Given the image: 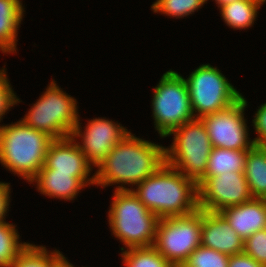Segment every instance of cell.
Here are the masks:
<instances>
[{
	"label": "cell",
	"mask_w": 266,
	"mask_h": 267,
	"mask_svg": "<svg viewBox=\"0 0 266 267\" xmlns=\"http://www.w3.org/2000/svg\"><path fill=\"white\" fill-rule=\"evenodd\" d=\"M202 210L185 216L161 218L153 247L174 267H181L201 245Z\"/></svg>",
	"instance_id": "cell-9"
},
{
	"label": "cell",
	"mask_w": 266,
	"mask_h": 267,
	"mask_svg": "<svg viewBox=\"0 0 266 267\" xmlns=\"http://www.w3.org/2000/svg\"><path fill=\"white\" fill-rule=\"evenodd\" d=\"M136 186L131 191L160 219L190 215L199 209L197 183L166 163Z\"/></svg>",
	"instance_id": "cell-2"
},
{
	"label": "cell",
	"mask_w": 266,
	"mask_h": 267,
	"mask_svg": "<svg viewBox=\"0 0 266 267\" xmlns=\"http://www.w3.org/2000/svg\"><path fill=\"white\" fill-rule=\"evenodd\" d=\"M185 81L195 118L225 110L242 98L221 70L210 64L200 65Z\"/></svg>",
	"instance_id": "cell-8"
},
{
	"label": "cell",
	"mask_w": 266,
	"mask_h": 267,
	"mask_svg": "<svg viewBox=\"0 0 266 267\" xmlns=\"http://www.w3.org/2000/svg\"><path fill=\"white\" fill-rule=\"evenodd\" d=\"M197 185L200 210L220 212L253 198L244 172L229 171L214 177H203Z\"/></svg>",
	"instance_id": "cell-11"
},
{
	"label": "cell",
	"mask_w": 266,
	"mask_h": 267,
	"mask_svg": "<svg viewBox=\"0 0 266 267\" xmlns=\"http://www.w3.org/2000/svg\"><path fill=\"white\" fill-rule=\"evenodd\" d=\"M228 267H265L245 253L231 255Z\"/></svg>",
	"instance_id": "cell-29"
},
{
	"label": "cell",
	"mask_w": 266,
	"mask_h": 267,
	"mask_svg": "<svg viewBox=\"0 0 266 267\" xmlns=\"http://www.w3.org/2000/svg\"><path fill=\"white\" fill-rule=\"evenodd\" d=\"M249 1L256 3L260 7L262 6V4L266 2V0H249Z\"/></svg>",
	"instance_id": "cell-33"
},
{
	"label": "cell",
	"mask_w": 266,
	"mask_h": 267,
	"mask_svg": "<svg viewBox=\"0 0 266 267\" xmlns=\"http://www.w3.org/2000/svg\"><path fill=\"white\" fill-rule=\"evenodd\" d=\"M247 103L242 96L229 108L201 117L212 147L249 150L254 145L253 140L248 137L247 121L244 117Z\"/></svg>",
	"instance_id": "cell-10"
},
{
	"label": "cell",
	"mask_w": 266,
	"mask_h": 267,
	"mask_svg": "<svg viewBox=\"0 0 266 267\" xmlns=\"http://www.w3.org/2000/svg\"><path fill=\"white\" fill-rule=\"evenodd\" d=\"M248 150L212 147L204 177H214L226 172H244Z\"/></svg>",
	"instance_id": "cell-19"
},
{
	"label": "cell",
	"mask_w": 266,
	"mask_h": 267,
	"mask_svg": "<svg viewBox=\"0 0 266 267\" xmlns=\"http://www.w3.org/2000/svg\"><path fill=\"white\" fill-rule=\"evenodd\" d=\"M229 255L198 246L181 267H228Z\"/></svg>",
	"instance_id": "cell-25"
},
{
	"label": "cell",
	"mask_w": 266,
	"mask_h": 267,
	"mask_svg": "<svg viewBox=\"0 0 266 267\" xmlns=\"http://www.w3.org/2000/svg\"><path fill=\"white\" fill-rule=\"evenodd\" d=\"M54 139L27 126L21 119L0 126V163L13 174L30 182L44 166Z\"/></svg>",
	"instance_id": "cell-3"
},
{
	"label": "cell",
	"mask_w": 266,
	"mask_h": 267,
	"mask_svg": "<svg viewBox=\"0 0 266 267\" xmlns=\"http://www.w3.org/2000/svg\"><path fill=\"white\" fill-rule=\"evenodd\" d=\"M66 257L59 251L29 243L9 267H57Z\"/></svg>",
	"instance_id": "cell-21"
},
{
	"label": "cell",
	"mask_w": 266,
	"mask_h": 267,
	"mask_svg": "<svg viewBox=\"0 0 266 267\" xmlns=\"http://www.w3.org/2000/svg\"><path fill=\"white\" fill-rule=\"evenodd\" d=\"M57 267H74L67 258H65Z\"/></svg>",
	"instance_id": "cell-32"
},
{
	"label": "cell",
	"mask_w": 266,
	"mask_h": 267,
	"mask_svg": "<svg viewBox=\"0 0 266 267\" xmlns=\"http://www.w3.org/2000/svg\"><path fill=\"white\" fill-rule=\"evenodd\" d=\"M77 101L52 79L46 91L31 106L22 121L53 139L66 138L79 122Z\"/></svg>",
	"instance_id": "cell-6"
},
{
	"label": "cell",
	"mask_w": 266,
	"mask_h": 267,
	"mask_svg": "<svg viewBox=\"0 0 266 267\" xmlns=\"http://www.w3.org/2000/svg\"><path fill=\"white\" fill-rule=\"evenodd\" d=\"M244 253L266 267V230H260L244 241Z\"/></svg>",
	"instance_id": "cell-26"
},
{
	"label": "cell",
	"mask_w": 266,
	"mask_h": 267,
	"mask_svg": "<svg viewBox=\"0 0 266 267\" xmlns=\"http://www.w3.org/2000/svg\"><path fill=\"white\" fill-rule=\"evenodd\" d=\"M37 183V190L49 197L74 200L82 188L87 187L73 174L55 173V170L45 165L40 169L30 183Z\"/></svg>",
	"instance_id": "cell-16"
},
{
	"label": "cell",
	"mask_w": 266,
	"mask_h": 267,
	"mask_svg": "<svg viewBox=\"0 0 266 267\" xmlns=\"http://www.w3.org/2000/svg\"><path fill=\"white\" fill-rule=\"evenodd\" d=\"M10 190V183L0 182V222L5 221L9 211Z\"/></svg>",
	"instance_id": "cell-30"
},
{
	"label": "cell",
	"mask_w": 266,
	"mask_h": 267,
	"mask_svg": "<svg viewBox=\"0 0 266 267\" xmlns=\"http://www.w3.org/2000/svg\"><path fill=\"white\" fill-rule=\"evenodd\" d=\"M17 103H20V99L14 93L6 69L3 68L0 70V122L4 117L3 115Z\"/></svg>",
	"instance_id": "cell-27"
},
{
	"label": "cell",
	"mask_w": 266,
	"mask_h": 267,
	"mask_svg": "<svg viewBox=\"0 0 266 267\" xmlns=\"http://www.w3.org/2000/svg\"><path fill=\"white\" fill-rule=\"evenodd\" d=\"M173 143L165 148L166 164L198 183L206 173L212 145L201 118L174 129Z\"/></svg>",
	"instance_id": "cell-5"
},
{
	"label": "cell",
	"mask_w": 266,
	"mask_h": 267,
	"mask_svg": "<svg viewBox=\"0 0 266 267\" xmlns=\"http://www.w3.org/2000/svg\"><path fill=\"white\" fill-rule=\"evenodd\" d=\"M21 0H0V51L15 53L19 25L24 17Z\"/></svg>",
	"instance_id": "cell-17"
},
{
	"label": "cell",
	"mask_w": 266,
	"mask_h": 267,
	"mask_svg": "<svg viewBox=\"0 0 266 267\" xmlns=\"http://www.w3.org/2000/svg\"><path fill=\"white\" fill-rule=\"evenodd\" d=\"M208 0H156L151 6L154 13L183 18L202 8Z\"/></svg>",
	"instance_id": "cell-24"
},
{
	"label": "cell",
	"mask_w": 266,
	"mask_h": 267,
	"mask_svg": "<svg viewBox=\"0 0 266 267\" xmlns=\"http://www.w3.org/2000/svg\"><path fill=\"white\" fill-rule=\"evenodd\" d=\"M44 165L55 173L73 174L86 186L95 185V175H91L93 166L85 157L75 138L69 136L54 139L46 153Z\"/></svg>",
	"instance_id": "cell-13"
},
{
	"label": "cell",
	"mask_w": 266,
	"mask_h": 267,
	"mask_svg": "<svg viewBox=\"0 0 266 267\" xmlns=\"http://www.w3.org/2000/svg\"><path fill=\"white\" fill-rule=\"evenodd\" d=\"M153 90L152 115L161 138L195 118L187 83L182 75L170 69Z\"/></svg>",
	"instance_id": "cell-7"
},
{
	"label": "cell",
	"mask_w": 266,
	"mask_h": 267,
	"mask_svg": "<svg viewBox=\"0 0 266 267\" xmlns=\"http://www.w3.org/2000/svg\"><path fill=\"white\" fill-rule=\"evenodd\" d=\"M121 250L126 267H174L153 246L132 247L127 250L121 247Z\"/></svg>",
	"instance_id": "cell-23"
},
{
	"label": "cell",
	"mask_w": 266,
	"mask_h": 267,
	"mask_svg": "<svg viewBox=\"0 0 266 267\" xmlns=\"http://www.w3.org/2000/svg\"><path fill=\"white\" fill-rule=\"evenodd\" d=\"M135 136L129 131L98 164L95 185L119 184L115 190H131L125 185L140 184L166 163V147Z\"/></svg>",
	"instance_id": "cell-1"
},
{
	"label": "cell",
	"mask_w": 266,
	"mask_h": 267,
	"mask_svg": "<svg viewBox=\"0 0 266 267\" xmlns=\"http://www.w3.org/2000/svg\"><path fill=\"white\" fill-rule=\"evenodd\" d=\"M259 8H261L259 5L249 0H236L222 5L220 13L227 26L245 30L254 24Z\"/></svg>",
	"instance_id": "cell-20"
},
{
	"label": "cell",
	"mask_w": 266,
	"mask_h": 267,
	"mask_svg": "<svg viewBox=\"0 0 266 267\" xmlns=\"http://www.w3.org/2000/svg\"><path fill=\"white\" fill-rule=\"evenodd\" d=\"M244 175L252 197L266 199V146L253 145L248 150Z\"/></svg>",
	"instance_id": "cell-18"
},
{
	"label": "cell",
	"mask_w": 266,
	"mask_h": 267,
	"mask_svg": "<svg viewBox=\"0 0 266 267\" xmlns=\"http://www.w3.org/2000/svg\"><path fill=\"white\" fill-rule=\"evenodd\" d=\"M88 121V124L83 127L85 128L83 132L80 125L82 123L78 122L71 137L76 138V141L78 137L79 139L82 137L80 139L82 144L80 142L77 144L87 160L97 167L129 131L120 123H115L105 117L93 118Z\"/></svg>",
	"instance_id": "cell-12"
},
{
	"label": "cell",
	"mask_w": 266,
	"mask_h": 267,
	"mask_svg": "<svg viewBox=\"0 0 266 267\" xmlns=\"http://www.w3.org/2000/svg\"><path fill=\"white\" fill-rule=\"evenodd\" d=\"M17 226L6 221L0 222V267H9L18 254L29 244L19 241Z\"/></svg>",
	"instance_id": "cell-22"
},
{
	"label": "cell",
	"mask_w": 266,
	"mask_h": 267,
	"mask_svg": "<svg viewBox=\"0 0 266 267\" xmlns=\"http://www.w3.org/2000/svg\"><path fill=\"white\" fill-rule=\"evenodd\" d=\"M235 1L236 0H215L216 4H218V8H220L222 5L229 4Z\"/></svg>",
	"instance_id": "cell-31"
},
{
	"label": "cell",
	"mask_w": 266,
	"mask_h": 267,
	"mask_svg": "<svg viewBox=\"0 0 266 267\" xmlns=\"http://www.w3.org/2000/svg\"><path fill=\"white\" fill-rule=\"evenodd\" d=\"M219 213L244 241L266 227L264 198H252L245 203L224 208Z\"/></svg>",
	"instance_id": "cell-15"
},
{
	"label": "cell",
	"mask_w": 266,
	"mask_h": 267,
	"mask_svg": "<svg viewBox=\"0 0 266 267\" xmlns=\"http://www.w3.org/2000/svg\"><path fill=\"white\" fill-rule=\"evenodd\" d=\"M110 206V230L125 248L153 246L160 218L131 190H115Z\"/></svg>",
	"instance_id": "cell-4"
},
{
	"label": "cell",
	"mask_w": 266,
	"mask_h": 267,
	"mask_svg": "<svg viewBox=\"0 0 266 267\" xmlns=\"http://www.w3.org/2000/svg\"><path fill=\"white\" fill-rule=\"evenodd\" d=\"M252 122L257 134L253 139L254 145L266 146V103L258 107Z\"/></svg>",
	"instance_id": "cell-28"
},
{
	"label": "cell",
	"mask_w": 266,
	"mask_h": 267,
	"mask_svg": "<svg viewBox=\"0 0 266 267\" xmlns=\"http://www.w3.org/2000/svg\"><path fill=\"white\" fill-rule=\"evenodd\" d=\"M201 245L229 256L244 253V240L219 212L202 210Z\"/></svg>",
	"instance_id": "cell-14"
}]
</instances>
